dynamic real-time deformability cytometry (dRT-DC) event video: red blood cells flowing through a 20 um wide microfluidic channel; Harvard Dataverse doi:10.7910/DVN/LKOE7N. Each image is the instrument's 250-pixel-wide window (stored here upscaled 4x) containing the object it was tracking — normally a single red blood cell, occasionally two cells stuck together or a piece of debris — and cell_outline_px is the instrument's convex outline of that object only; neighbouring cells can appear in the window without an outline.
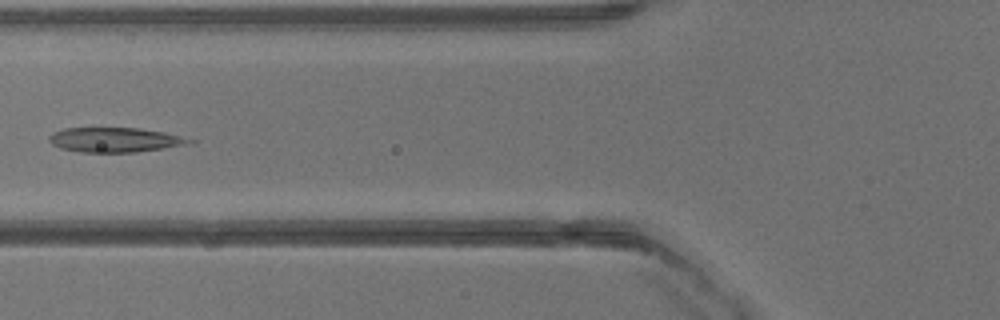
{"species": "common noctule bat (a hibernating species)", "species_latin": "Nyctalus noctula", "temperature_condition": "warm", "stored_images_in_passage": 40, "camera_frame_rate_fps": 3000, "um_per_image_px": 0.085, "animal": {"sex": "male", "body_mass_g": 13.3}, "frame": {"image": 1, "passage_image": 16, "time_ms": 5.0, "image_size_px": [1000, 320], "cell_outline_px": [[196, 144], [136, 152], [80, 152], [60, 148], [52, 144], [48, 140], [48, 136], [52, 132], [64, 128], [140, 128], [164, 132], [196, 140]], "centroid_in_image_um": [9.81, 11.89], "position_along_channel_um": 116.0, "area_um2": 20.46}}
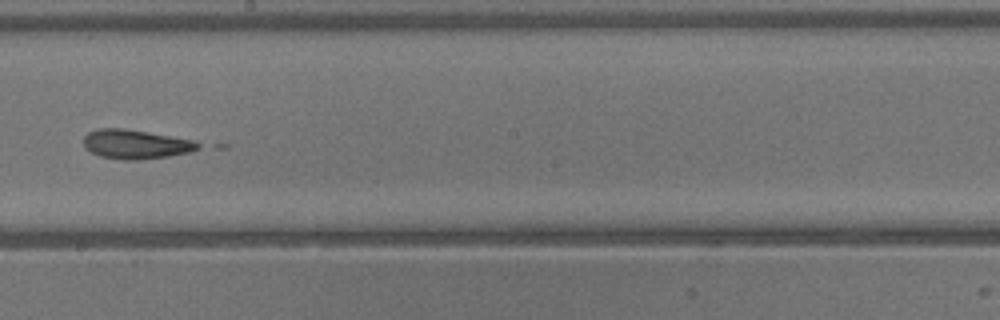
{"frame": {"image": 2, "passage_image": 23, "time_ms": 7.333, "image_size_px": [1000, 320], "cell_outline_px": [[204, 144], [200, 148], [188, 152], [168, 156], [140, 160], [124, 160], [100, 156], [84, 148], [84, 136], [88, 132], [96, 128], [124, 128], [196, 140]], "centroid_in_image_um": [11.56, 12.25], "position_along_channel_um": 236.6, "area_um2": 19.71}}
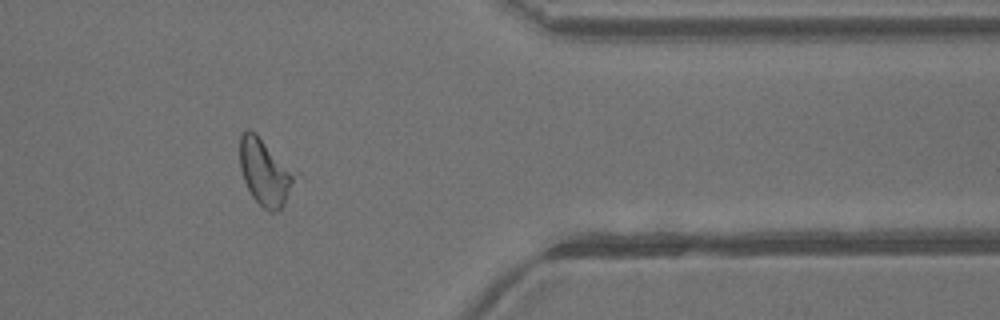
{"frame": {"image": 3, "passage_image": 33, "time_ms": 10.667, "image_size_px": [1000, 320], "cell_outline_px": [[296, 180], [280, 208], [272, 212], [268, 212], [252, 196], [244, 180], [240, 168], [240, 132], [244, 128], [248, 128], [256, 132], [296, 176]], "centroid_in_image_um": [22.45, 14.58], "position_along_channel_um": 388.9, "area_um2": 20.69}}